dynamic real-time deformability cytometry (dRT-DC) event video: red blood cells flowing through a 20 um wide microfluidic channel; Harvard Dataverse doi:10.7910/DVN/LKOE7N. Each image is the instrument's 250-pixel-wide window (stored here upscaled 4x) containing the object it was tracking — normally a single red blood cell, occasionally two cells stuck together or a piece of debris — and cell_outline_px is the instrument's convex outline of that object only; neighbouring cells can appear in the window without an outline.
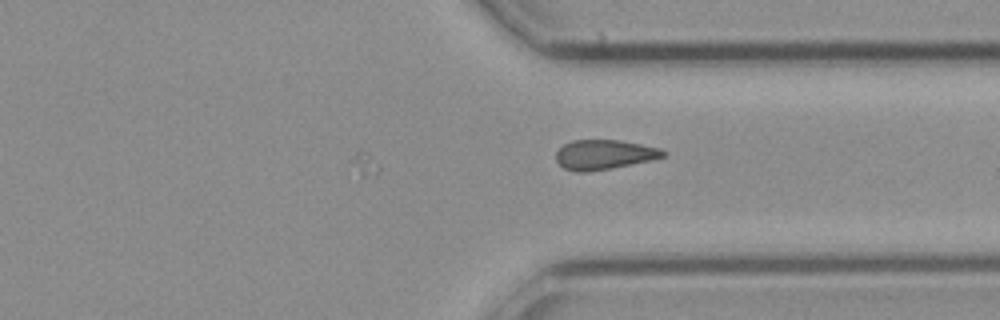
{"species": "common noctule bat (a hibernating species)", "species_latin": "Nyctalus noctula", "temperature_condition": "cold", "stored_images_in_passage": 22, "camera_frame_rate_fps": 3000, "um_per_image_px": 0.085, "animal": {"sex": "female", "body_mass_g": 21.9}, "frame": {"image": 1, "passage_image": 22, "time_ms": 7.0, "image_size_px": [1000, 320], "cell_outline_px": [[668, 152], [664, 156], [652, 160], [612, 168], [588, 172], [576, 172], [564, 168], [556, 160], [556, 152], [564, 144], [572, 140], [620, 140], [660, 148]], "centroid_in_image_um": [51.36, 13.14], "position_along_channel_um": 360.0, "area_um2": 18.55}}